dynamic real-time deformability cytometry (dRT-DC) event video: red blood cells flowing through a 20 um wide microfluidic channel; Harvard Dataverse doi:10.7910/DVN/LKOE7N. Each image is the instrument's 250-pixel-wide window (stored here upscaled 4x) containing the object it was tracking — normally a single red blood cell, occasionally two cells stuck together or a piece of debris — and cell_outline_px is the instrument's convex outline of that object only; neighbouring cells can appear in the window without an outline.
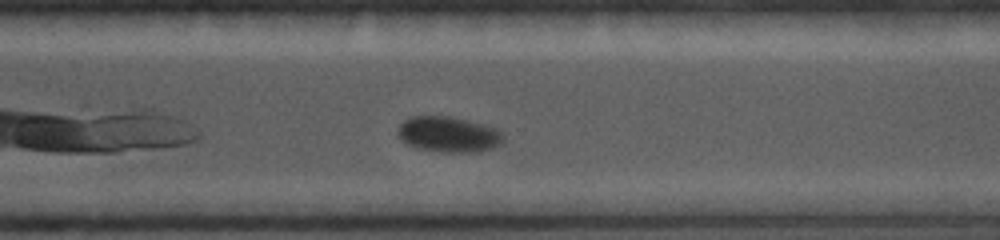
{"species": "common noctule bat (a hibernating species)", "species_latin": "Nyctalus noctula", "temperature_condition": "cold", "stored_images_in_passage": 21, "camera_frame_rate_fps": 5000, "um_per_image_px": 0.085, "animal": {"sex": "female", "body_mass_g": 19.0, "forearm_length_mm": 56.7}, "frame": {"image": 1, "passage_image": 15, "time_ms": 7.0, "image_size_px": [1000, 240], "cell_outline_px": [[504, 140], [500, 144], [492, 148], [476, 152], [440, 152], [416, 148], [400, 140], [396, 132], [396, 128], [404, 120], [412, 116], [452, 116], [484, 124], [496, 128], [504, 132]], "centroid_in_image_um": [38.12, 11.42], "position_along_channel_um": 332.5, "area_um2": 22.31}}
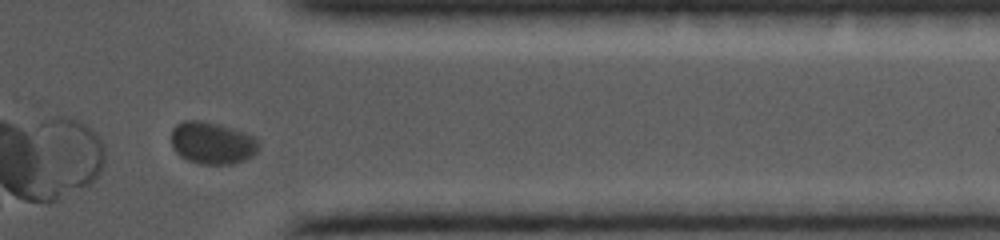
{"frame": {"image": 2, "passage_image": 18, "time_ms": 8.4, "image_size_px": [1000, 240], "cell_outline_px": [[260, 144], [256, 152], [252, 156], [244, 160], [232, 164], [200, 164], [188, 160], [180, 156], [176, 152], [172, 144], [172, 128], [176, 124], [184, 120], [200, 120], [220, 124], [256, 136], [260, 140]], "centroid_in_image_um": [18.06, 12.14], "position_along_channel_um": 393.3, "area_um2": 21.73}}